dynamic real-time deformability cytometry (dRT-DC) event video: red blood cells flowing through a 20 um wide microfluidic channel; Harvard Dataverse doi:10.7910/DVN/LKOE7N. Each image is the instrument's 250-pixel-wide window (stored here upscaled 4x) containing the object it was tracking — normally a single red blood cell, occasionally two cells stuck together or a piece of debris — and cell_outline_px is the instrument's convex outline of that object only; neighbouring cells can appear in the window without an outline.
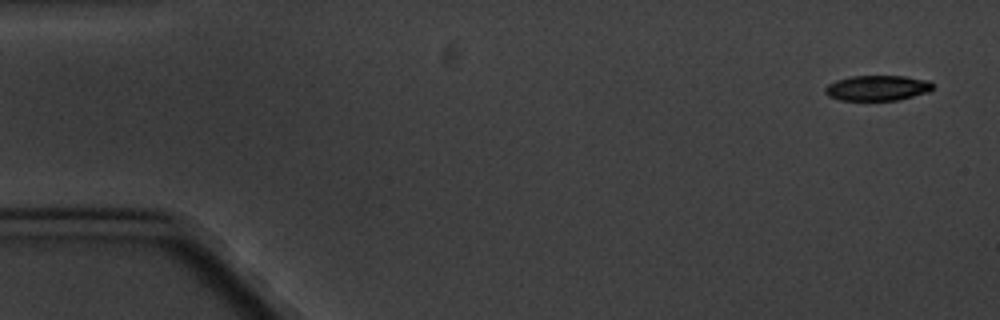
{"species": "common noctule bat (a hibernating species)", "species_latin": "Nyctalus noctula", "temperature_condition": "cold", "stored_images_in_passage": 5, "camera_frame_rate_fps": 3000, "um_per_image_px": 0.085, "animal": {"sex": "male", "body_mass_g": 20.1, "forearm_length_mm": 53.5}, "frame": {"image": 1, "passage_image": 1, "time_ms": 0.0, "image_size_px": [1000, 320], "cell_outline_px": [[932, 88], [928, 92], [896, 100], [840, 100], [828, 96], [824, 92], [824, 88], [828, 84], [836, 80], [852, 76], [904, 76], [928, 80], [932, 84]], "centroid_in_image_um": [74.53, 7.47], "position_along_channel_um": 10.5, "area_um2": 15.78}}
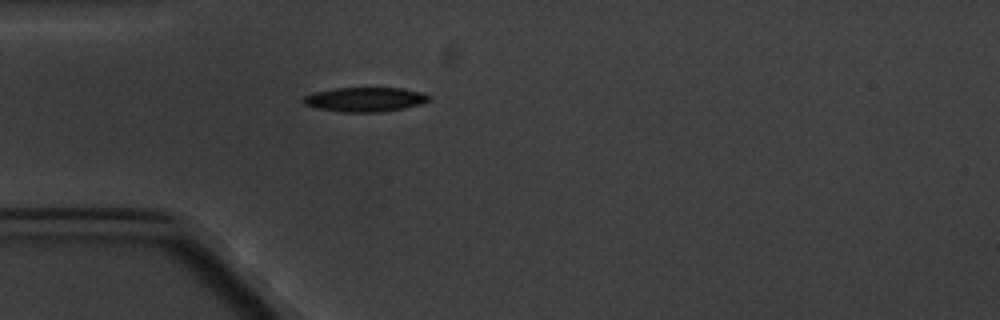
{"frame": {"image": 2, "passage_image": 5, "time_ms": 4.667, "image_size_px": [1000, 320], "cell_outline_px": [[432, 100], [420, 104], [404, 108], [380, 112], [340, 112], [316, 108], [304, 104], [300, 100], [304, 96], [312, 92], [332, 88], [400, 88], [420, 92], [432, 96]], "centroid_in_image_um": [30.99, 8.45], "position_along_channel_um": 54.0, "area_um2": 18.09}}